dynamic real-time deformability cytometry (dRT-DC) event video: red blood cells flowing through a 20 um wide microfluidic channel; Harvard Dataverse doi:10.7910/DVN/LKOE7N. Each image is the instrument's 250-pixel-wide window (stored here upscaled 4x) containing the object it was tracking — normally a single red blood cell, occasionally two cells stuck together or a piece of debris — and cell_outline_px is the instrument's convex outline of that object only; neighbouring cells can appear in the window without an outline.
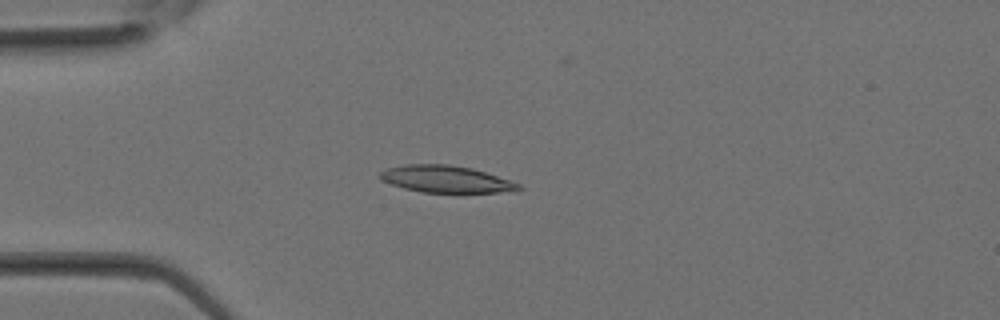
{"species": "Egyptian fruit bat (a non-hibernating species)", "species_latin": "Rousettus aegyptiacus", "temperature_condition": "room temperature", "stored_images_in_passage": 19, "camera_frame_rate_fps": 3000, "um_per_image_px": 0.085, "animal": {"sex": "female"}, "frame": {"image": 1, "passage_image": 8, "time_ms": 2.333, "image_size_px": [1000, 320], "cell_outline_px": [[524, 188], [516, 192], [420, 192], [404, 188], [380, 180], [380, 172], [388, 168], [404, 164], [448, 164], [472, 168], [520, 184]], "centroid_in_image_um": [37.91, 15.23], "position_along_channel_um": 47.1, "area_um2": 21.68}}
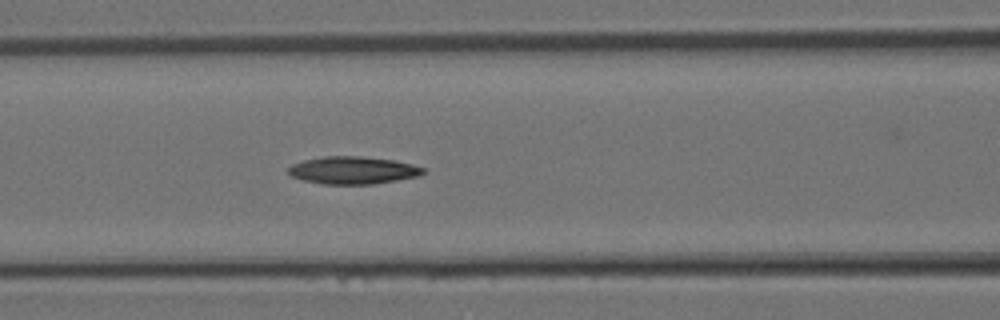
{"frame": {"image": 2, "passage_image": 13, "time_ms": 4.0, "image_size_px": [1000, 320], "cell_outline_px": [[424, 172], [416, 176], [396, 180], [372, 184], [324, 184], [304, 180], [292, 176], [288, 172], [288, 168], [292, 164], [304, 160], [324, 156], [360, 156], [392, 160], [412, 164], [424, 168]], "centroid_in_image_um": [29.97, 14.47], "position_along_channel_um": 136.6, "area_um2": 21.33}}
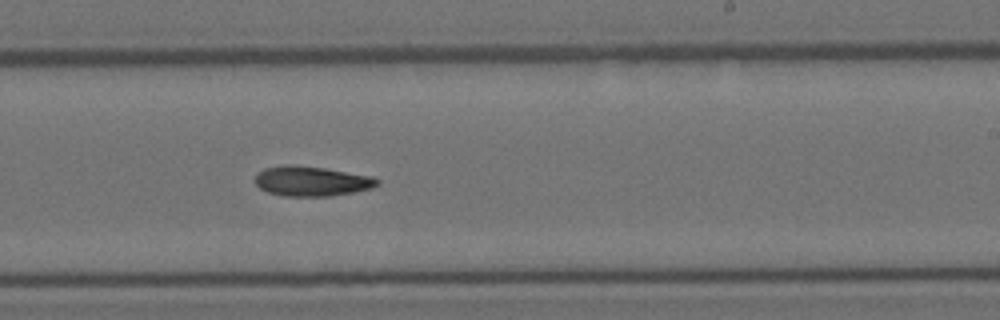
{"frame": {"image": 3, "passage_image": 19, "time_ms": 6.0, "image_size_px": [1000, 320], "cell_outline_px": [[380, 184], [372, 188], [352, 192], [328, 196], [284, 196], [268, 192], [260, 188], [256, 184], [256, 176], [264, 168], [284, 164], [292, 164], [324, 168], [372, 176], [380, 180]], "centroid_in_image_um": [26.49, 15.39], "position_along_channel_um": 262.5, "area_um2": 21.21}}